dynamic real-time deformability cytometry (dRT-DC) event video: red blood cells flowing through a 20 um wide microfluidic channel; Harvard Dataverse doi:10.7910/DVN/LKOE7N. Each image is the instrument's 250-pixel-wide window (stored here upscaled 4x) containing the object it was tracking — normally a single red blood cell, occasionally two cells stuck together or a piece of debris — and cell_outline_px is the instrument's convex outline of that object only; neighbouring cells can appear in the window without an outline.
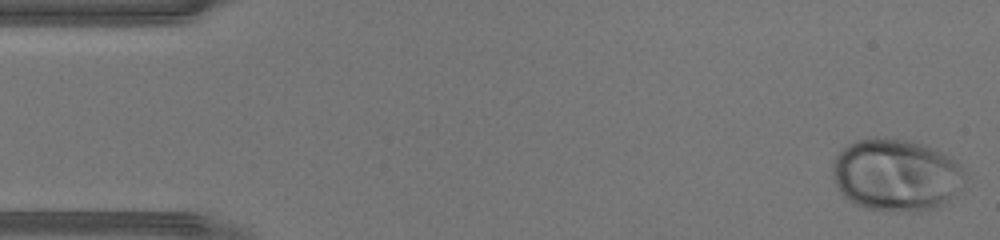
{"species": "human", "species_latin": "Homo sapiens", "temperature_condition": "warm", "stored_images_in_passage": 44, "camera_frame_rate_fps": 3000, "um_per_image_px": 0.085, "donor": {"sex": "male"}, "frame": {"image": 1, "passage_image": 1, "time_ms": 0.0, "image_size_px": [1000, 240], "cell_outline_px": [[968, 188], [948, 200], [932, 208], [916, 212], [908, 212], [868, 208], [856, 204], [848, 200], [840, 192], [836, 184], [832, 172], [832, 160], [848, 144], [856, 140], [876, 136], [908, 140], [932, 148], [956, 160], [960, 164], [968, 176]], "centroid_in_image_um": [76.23, 14.87], "position_along_channel_um": 8.8, "area_um2": 56.47}}
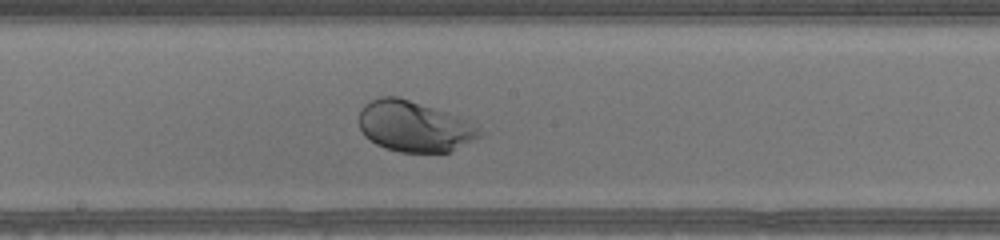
{"frame": {"image": 2, "passage_image": 23, "time_ms": 7.333, "image_size_px": [1000, 240], "cell_outline_px": [[480, 136], [448, 152], [400, 152], [376, 144], [364, 136], [360, 128], [360, 108], [364, 104], [380, 96], [396, 96], [460, 116], [480, 124]], "centroid_in_image_um": [35.22, 10.73], "position_along_channel_um": 213.0, "area_um2": 35.55}}
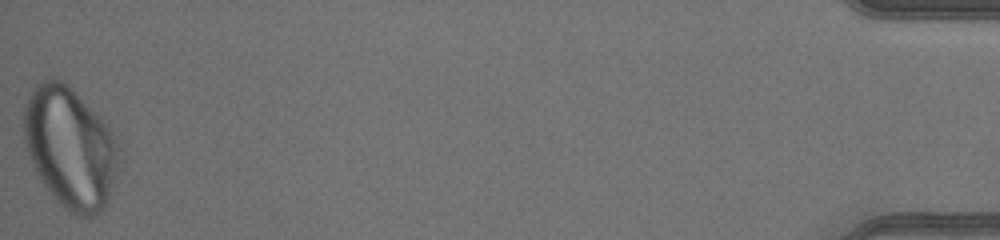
{"frame": {"image": 3, "passage_image": 44, "time_ms": 14.333, "image_size_px": [1000, 240], "cell_outline_px": [[120, 168], [108, 204], [104, 212], [92, 216], [76, 216], [60, 204], [56, 200], [40, 180], [28, 156], [24, 140], [24, 108], [28, 96], [32, 88], [36, 84], [44, 80], [60, 80], [68, 84], [72, 88], [108, 128], [116, 144]], "centroid_in_image_um": [5.96, 12.61], "position_along_channel_um": 429.2, "area_um2": 66.82}}